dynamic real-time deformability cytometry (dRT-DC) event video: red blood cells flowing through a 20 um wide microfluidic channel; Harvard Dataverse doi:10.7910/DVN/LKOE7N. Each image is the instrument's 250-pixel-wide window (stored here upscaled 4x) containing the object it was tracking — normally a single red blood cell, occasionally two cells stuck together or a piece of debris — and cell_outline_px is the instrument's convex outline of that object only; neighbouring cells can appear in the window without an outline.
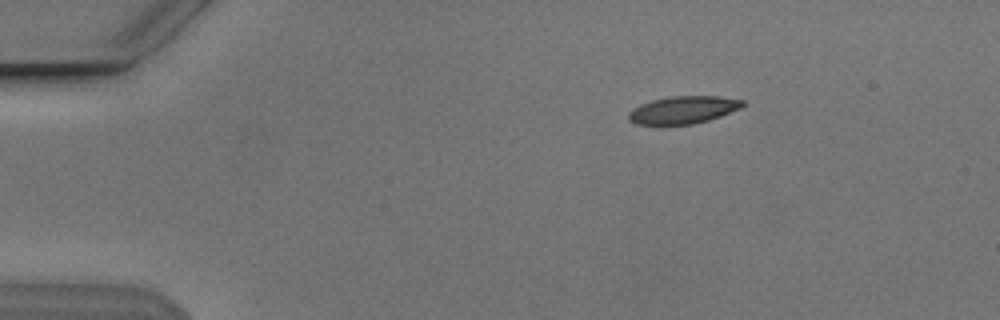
{"species": "Egyptian fruit bat (a non-hibernating species)", "species_latin": "Rousettus aegyptiacus", "temperature_condition": "cold", "stored_images_in_passage": 46, "camera_frame_rate_fps": 3000, "um_per_image_px": 0.085, "animal": {"sex": "male"}, "frame": {"image": 1, "passage_image": 1, "time_ms": 0.0, "image_size_px": [1000, 320], "cell_outline_px": [[748, 104], [740, 108], [720, 116], [708, 120], [692, 124], [636, 124], [628, 120], [628, 112], [632, 108], [640, 104], [652, 100], [672, 96], [720, 96], [744, 100]], "centroid_in_image_um": [58.08, 9.33], "position_along_channel_um": 26.9, "area_um2": 18.32}}
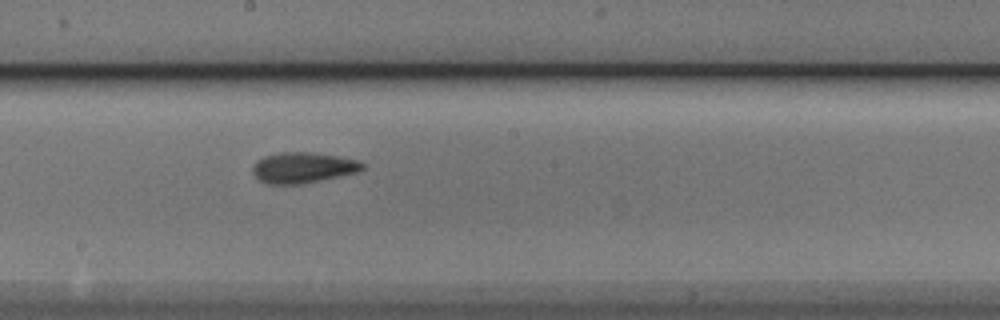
{"frame": {"image": 2, "passage_image": 22, "time_ms": 7.0, "image_size_px": [1000, 320], "cell_outline_px": [[364, 168], [360, 172], [304, 184], [268, 184], [260, 180], [252, 172], [252, 168], [256, 160], [264, 156], [280, 152], [308, 152], [336, 156], [356, 160], [364, 164]], "centroid_in_image_um": [25.75, 14.26], "position_along_channel_um": 222.5, "area_um2": 19.71}}
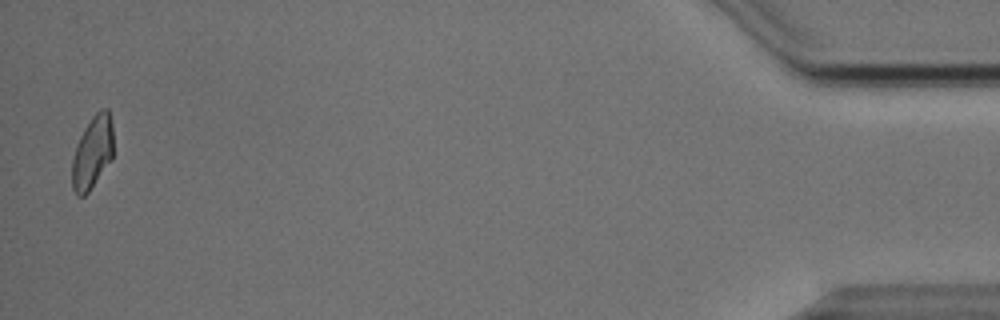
{"frame": {"image": 3, "passage_image": 45, "time_ms": 14.667, "image_size_px": [1000, 320], "cell_outline_px": [[112, 160], [88, 192], [84, 196], [76, 196], [72, 188], [72, 160], [80, 136], [84, 128], [92, 116], [100, 108], [108, 108], [112, 124]], "centroid_in_image_um": [7.86, 12.95], "position_along_channel_um": 427.3, "area_um2": 17.51}, "authors_computed_cell_mechanics": {"area_um2": 18.4671, "velocity_mm_per_s": 3.8351, "shape_relaxation_time_tau1_ms": 3.2579, "shape_relaxation_time_tau2_ms": 2.2381, "deformation_change_tau1": 0.1359, "deformation_change_tau2": 0.0866}}